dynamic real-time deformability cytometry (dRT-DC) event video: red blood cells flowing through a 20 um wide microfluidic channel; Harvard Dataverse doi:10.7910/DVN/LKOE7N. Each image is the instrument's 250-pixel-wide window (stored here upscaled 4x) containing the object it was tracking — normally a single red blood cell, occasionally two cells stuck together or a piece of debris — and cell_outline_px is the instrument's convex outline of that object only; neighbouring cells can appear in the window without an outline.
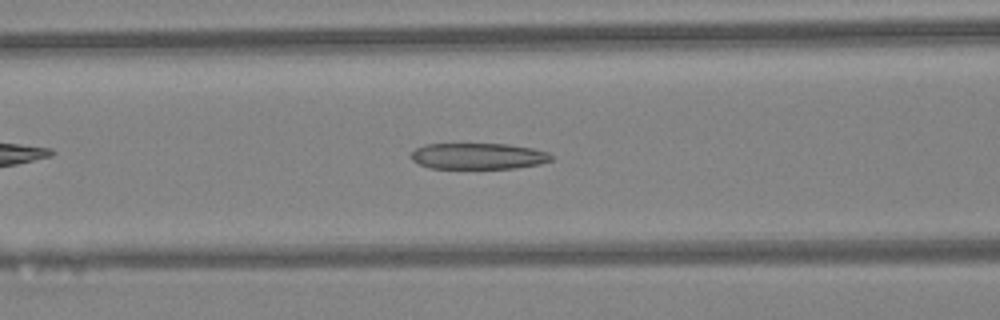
{"species": "Egyptian fruit bat (a non-hibernating species)", "species_latin": "Rousettus aegyptiacus", "temperature_condition": "warm", "stored_images_in_passage": 31, "camera_frame_rate_fps": 3000, "um_per_image_px": 0.085, "animal": {"sex": "female"}, "frame": {"image": 1, "passage_image": 5, "time_ms": 1.333, "image_size_px": [1000, 320], "cell_outline_px": [[552, 160], [540, 164], [516, 168], [428, 168], [412, 160], [412, 152], [416, 148], [424, 144], [508, 144], [532, 148], [548, 152], [552, 156]], "centroid_in_image_um": [40.66, 13.27], "position_along_channel_um": 125.9, "area_um2": 21.33}}
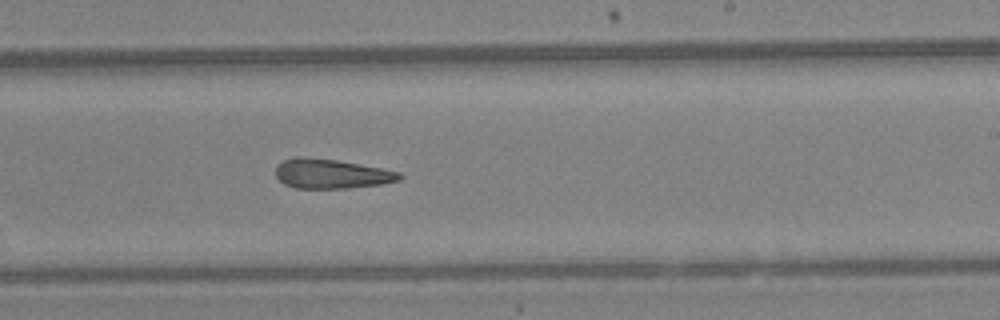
{"frame": {"image": 2, "passage_image": 14, "time_ms": 4.333, "image_size_px": [1000, 320], "cell_outline_px": [[404, 176], [400, 180], [384, 184], [348, 188], [296, 188], [284, 184], [276, 176], [276, 168], [284, 160], [296, 156], [300, 156], [336, 160], [380, 168], [400, 172]], "centroid_in_image_um": [28.19, 14.78], "position_along_channel_um": 260.8, "area_um2": 21.21}}
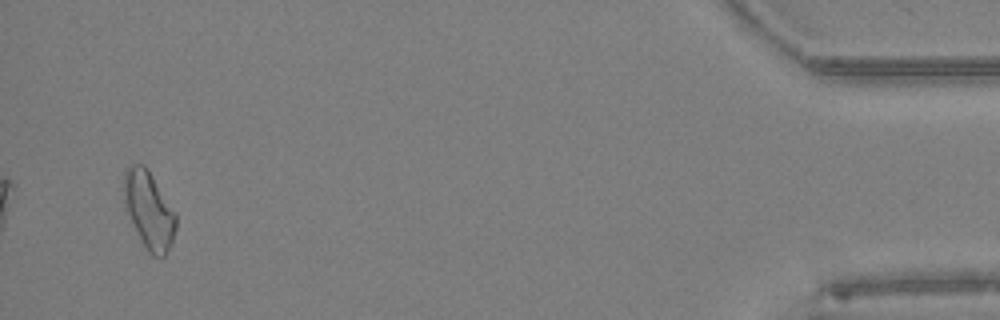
{"frame": {"image": 3, "passage_image": 30, "time_ms": 9.667, "image_size_px": [1000, 320], "cell_outline_px": [[176, 228], [172, 244], [164, 256], [160, 260], [152, 256], [148, 252], [128, 212], [124, 200], [124, 168], [128, 164], [144, 164], [148, 168], [176, 212]], "centroid_in_image_um": [12.69, 17.83], "position_along_channel_um": 422.5, "area_um2": 23.47}, "authors_computed_cell_mechanics": {"area_um2": 21.7328, "velocity_mm_per_s": 4.5169, "shape_relaxation_time_tau1_ms": null, "shape_relaxation_time_tau2_ms": 5.0174, "deformation_change_tau1": null, "deformation_change_tau2": 0.1792}}